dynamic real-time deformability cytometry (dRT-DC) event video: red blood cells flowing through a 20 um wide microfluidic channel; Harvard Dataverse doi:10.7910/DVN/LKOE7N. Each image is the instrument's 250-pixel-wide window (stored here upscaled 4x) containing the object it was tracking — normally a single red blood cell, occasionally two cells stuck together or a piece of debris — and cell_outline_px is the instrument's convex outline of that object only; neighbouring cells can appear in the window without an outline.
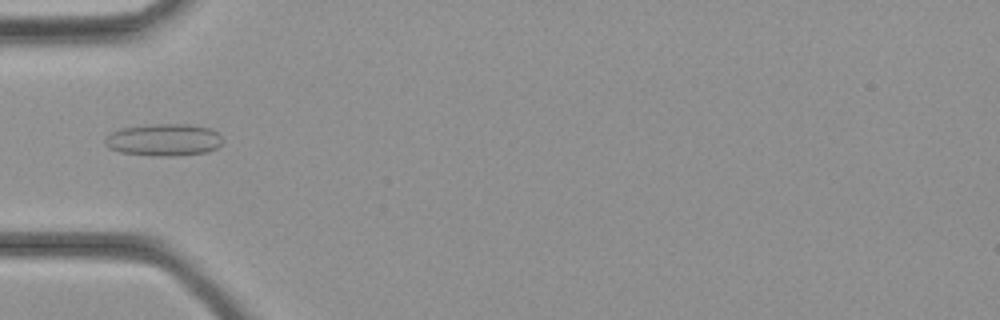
{"species": "common noctule bat (a hibernating species)", "species_latin": "Nyctalus noctula", "temperature_condition": "cold", "stored_images_in_passage": 35, "camera_frame_rate_fps": 3000, "um_per_image_px": 0.085, "animal": {"sex": "female", "body_mass_g": 21.9}, "frame": {"image": 1, "passage_image": 12, "time_ms": 3.667, "image_size_px": [1000, 320], "cell_outline_px": [[224, 140], [216, 148], [208, 152], [172, 156], [152, 156], [120, 152], [108, 148], [104, 144], [104, 136], [120, 128], [148, 124], [188, 124], [212, 128]], "centroid_in_image_um": [13.89, 11.88], "position_along_channel_um": 71.1, "area_um2": 22.37}}
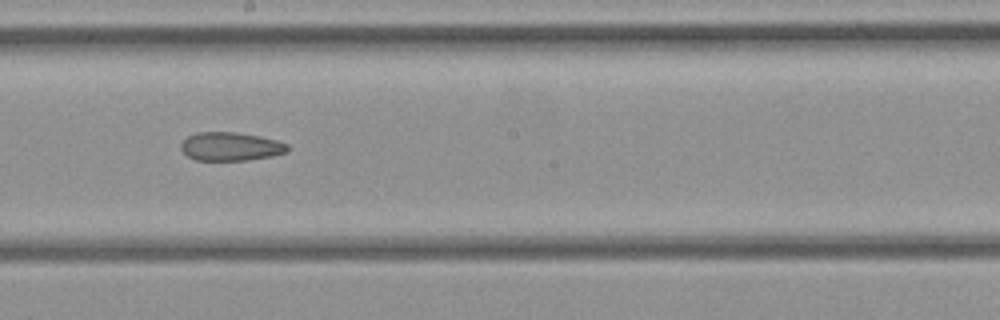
{"frame": {"image": 2, "passage_image": 20, "time_ms": 6.333, "image_size_px": [1000, 320], "cell_outline_px": [[288, 152], [272, 156], [248, 160], [196, 160], [188, 156], [180, 148], [180, 144], [188, 136], [196, 132], [236, 132], [260, 136], [280, 140], [288, 144]], "centroid_in_image_um": [19.64, 12.44], "position_along_channel_um": 228.6, "area_um2": 17.86}}
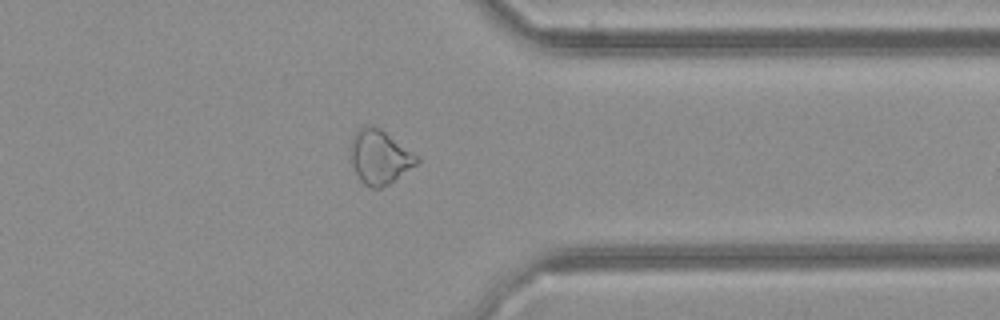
{"frame": {"image": 3, "passage_image": 28, "time_ms": 9.0, "image_size_px": [1000, 320], "cell_outline_px": [[420, 160], [416, 164], [388, 184], [380, 188], [372, 188], [364, 184], [360, 180], [352, 164], [352, 136], [360, 128], [368, 124], [380, 128], [420, 156]], "centroid_in_image_um": [32.29, 13.33], "position_along_channel_um": 379.1, "area_um2": 20.58}}